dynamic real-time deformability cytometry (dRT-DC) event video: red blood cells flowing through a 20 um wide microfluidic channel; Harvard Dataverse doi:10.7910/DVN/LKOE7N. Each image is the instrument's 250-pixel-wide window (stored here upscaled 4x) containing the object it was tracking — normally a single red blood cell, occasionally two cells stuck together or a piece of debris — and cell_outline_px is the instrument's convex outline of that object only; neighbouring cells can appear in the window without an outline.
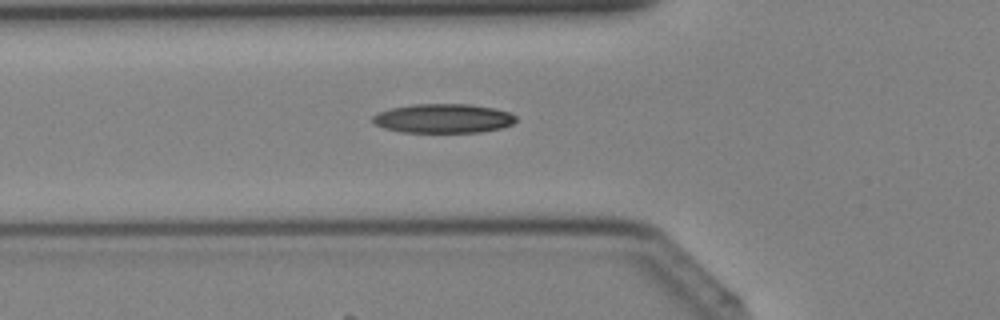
{"species": "Egyptian fruit bat (a non-hibernating species)", "species_latin": "Rousettus aegyptiacus", "temperature_condition": "cold", "stored_images_in_passage": 33, "camera_frame_rate_fps": 3000, "um_per_image_px": 0.085, "animal": {"sex": "female"}, "frame": {"image": 1, "passage_image": 7, "time_ms": 2.0, "image_size_px": [1000, 320], "cell_outline_px": [[516, 120], [512, 124], [500, 128], [480, 132], [400, 132], [384, 128], [376, 124], [372, 120], [372, 116], [380, 112], [392, 108], [412, 104], [468, 104], [492, 108], [508, 112], [516, 116]], "centroid_in_image_um": [37.66, 10.07], "position_along_channel_um": 88.1, "area_um2": 24.16}}
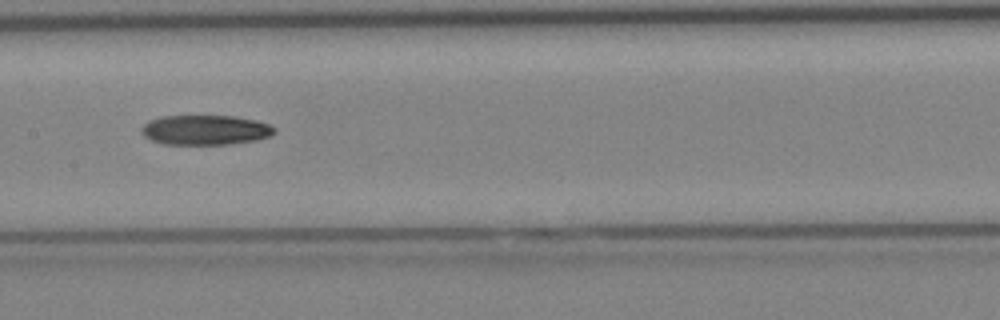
{"frame": {"image": 2, "passage_image": 13, "time_ms": 4.0, "image_size_px": [1000, 320], "cell_outline_px": [[276, 132], [268, 136], [256, 140], [228, 144], [164, 144], [152, 140], [144, 136], [140, 132], [140, 128], [148, 120], [160, 116], [236, 116], [256, 120], [268, 124], [276, 128]], "centroid_in_image_um": [17.42, 11.04], "position_along_channel_um": 190.0, "area_um2": 23.18}}
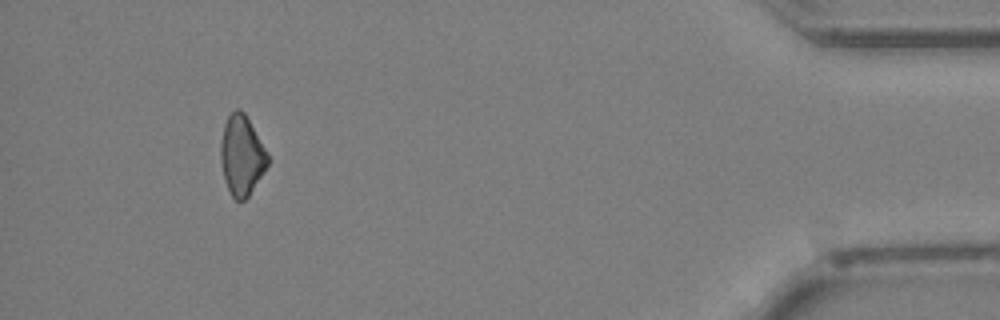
{"frame": {"image": 3, "passage_image": 30, "time_ms": 9.667, "image_size_px": [1000, 320], "cell_outline_px": [[268, 164], [248, 196], [244, 200], [236, 200], [232, 196], [224, 180], [220, 160], [220, 144], [224, 124], [228, 116], [236, 108], [240, 108], [244, 112], [268, 152]], "centroid_in_image_um": [20.53, 13.18], "position_along_channel_um": 414.7, "area_um2": 21.79}}